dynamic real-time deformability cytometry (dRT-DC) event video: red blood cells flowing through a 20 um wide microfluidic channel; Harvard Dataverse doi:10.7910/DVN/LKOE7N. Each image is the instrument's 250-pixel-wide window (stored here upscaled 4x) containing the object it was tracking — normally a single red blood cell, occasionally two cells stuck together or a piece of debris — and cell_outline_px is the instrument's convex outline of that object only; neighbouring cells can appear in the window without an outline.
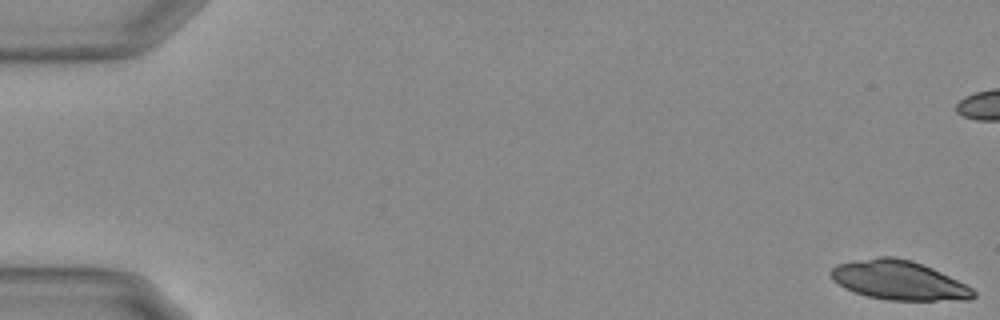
{"species": "Egyptian fruit bat (a non-hibernating species)", "species_latin": "Rousettus aegyptiacus", "temperature_condition": "warm", "stored_images_in_passage": 15, "camera_frame_rate_fps": 3000, "um_per_image_px": 0.085, "animal": {"sex": "female"}, "frame": {"image": 1, "passage_image": 1, "time_ms": 0.0, "image_size_px": [1000, 320], "cell_outline_px": [[976, 296], [972, 300], [888, 300], [868, 296], [844, 288], [832, 280], [828, 272], [836, 264], [880, 256], [892, 256], [912, 260], [932, 268], [972, 288], [976, 292]], "centroid_in_image_um": [76.38, 23.82], "position_along_channel_um": 8.6, "area_um2": 32.48}}